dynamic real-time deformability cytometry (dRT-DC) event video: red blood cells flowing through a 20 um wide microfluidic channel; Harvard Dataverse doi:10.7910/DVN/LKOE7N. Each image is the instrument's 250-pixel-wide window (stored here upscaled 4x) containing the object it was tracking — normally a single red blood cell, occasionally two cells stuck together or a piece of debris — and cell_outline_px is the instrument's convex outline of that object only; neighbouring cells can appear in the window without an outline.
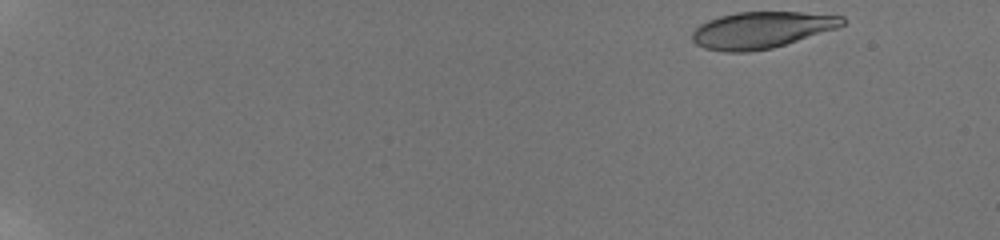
{"species": "human", "species_latin": "Homo sapiens", "temperature_condition": "room temperature", "stored_images_in_passage": 28, "camera_frame_rate_fps": 3000, "um_per_image_px": 0.085, "donor": {"sex": "male"}, "frame": {"image": 1, "passage_image": 1, "time_ms": 0.0, "image_size_px": [1000, 240], "cell_outline_px": [[844, 24], [836, 28], [772, 48], [748, 52], [724, 52], [704, 48], [696, 44], [692, 40], [692, 32], [700, 24], [708, 20], [720, 16], [736, 12], [800, 12], [844, 16]], "centroid_in_image_um": [64.68, 2.55], "position_along_channel_um": 20.3, "area_um2": 31.79}}
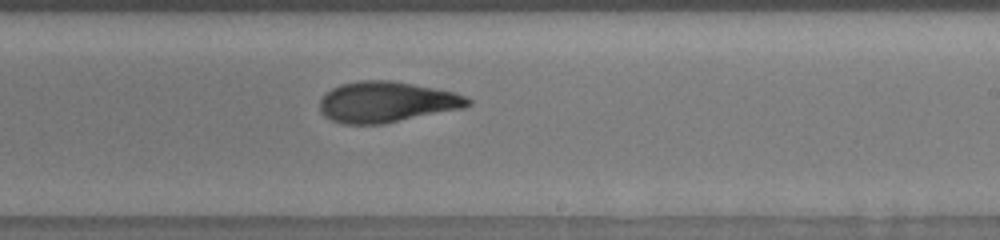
{"frame": {"image": 2, "passage_image": 18, "time_ms": 11.0, "image_size_px": [1000, 240], "cell_outline_px": [[472, 104], [464, 108], [384, 124], [344, 124], [332, 120], [324, 116], [320, 112], [320, 100], [332, 88], [340, 84], [360, 80], [392, 80], [452, 92], [464, 96], [472, 100]], "centroid_in_image_um": [32.85, 8.68], "position_along_channel_um": 256.1, "area_um2": 35.14}}
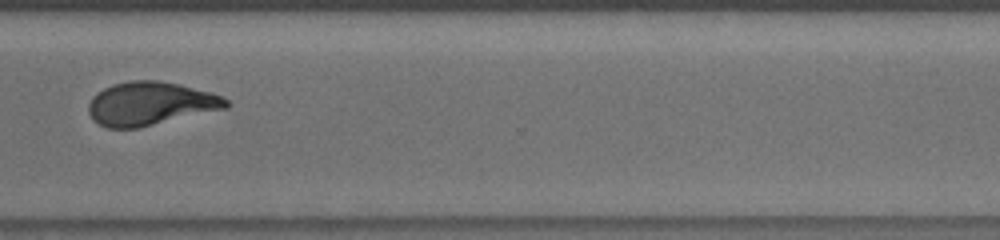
{"frame": {"image": 3, "passage_image": 22, "time_ms": 13.667, "image_size_px": [1000, 240], "cell_outline_px": [[232, 104], [228, 108], [140, 128], [108, 128], [92, 120], [88, 112], [88, 104], [92, 96], [96, 92], [112, 84], [128, 80], [156, 80], [180, 84], [212, 92], [228, 100]], "centroid_in_image_um": [12.78, 8.81], "position_along_channel_um": 357.8, "area_um2": 35.32}, "authors_computed_cell_mechanics": {"area_um2": 34.5355, "velocity_mm_per_s": 3.812, "shape_relaxation_time_tau1_ms": 6.3158, "shape_relaxation_time_tau2_ms": 2.0567, "deformation_change_tau1": 0.2131, "deformation_change_tau2": 0.0928}}